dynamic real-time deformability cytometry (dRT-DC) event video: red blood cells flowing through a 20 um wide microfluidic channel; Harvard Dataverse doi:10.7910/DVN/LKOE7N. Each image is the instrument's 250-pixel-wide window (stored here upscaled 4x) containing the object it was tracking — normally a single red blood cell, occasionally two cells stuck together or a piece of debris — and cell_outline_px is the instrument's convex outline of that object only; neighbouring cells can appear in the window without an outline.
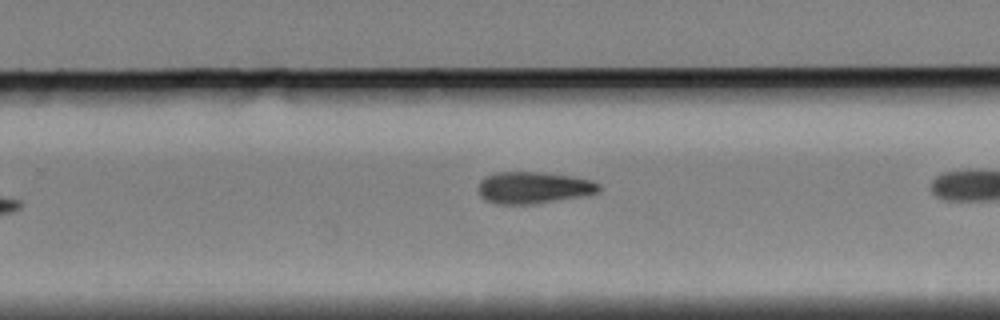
{"species": "Egyptian fruit bat (a non-hibernating species)", "species_latin": "Rousettus aegyptiacus", "temperature_condition": "cold", "stored_images_in_passage": 18, "camera_frame_rate_fps": 3000, "um_per_image_px": 0.085, "animal": {"sex": "female"}, "frame": {"image": 1, "passage_image": 16, "time_ms": 5.0, "image_size_px": [1000, 320], "cell_outline_px": [[600, 192], [588, 196], [532, 204], [496, 204], [484, 200], [480, 196], [476, 188], [480, 180], [484, 176], [496, 172], [540, 172], [572, 176], [592, 180], [600, 184]], "centroid_in_image_um": [45.34, 15.95], "position_along_channel_um": 284.5, "area_um2": 22.89}}